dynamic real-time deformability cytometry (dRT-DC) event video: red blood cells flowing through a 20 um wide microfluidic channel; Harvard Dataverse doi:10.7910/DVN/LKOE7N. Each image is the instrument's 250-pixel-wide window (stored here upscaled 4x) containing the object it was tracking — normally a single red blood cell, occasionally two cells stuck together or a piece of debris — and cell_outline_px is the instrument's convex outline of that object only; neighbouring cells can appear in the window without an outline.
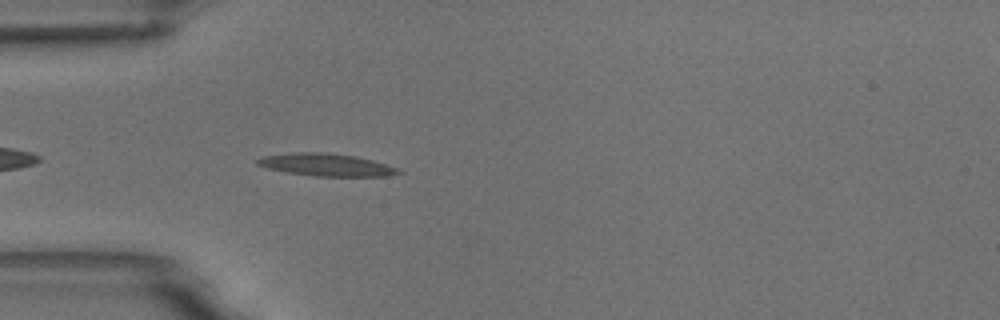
{"species": "common noctule bat (a hibernating species)", "species_latin": "Nyctalus noctula", "temperature_condition": "room temperature", "stored_images_in_passage": 5, "camera_frame_rate_fps": 3000, "um_per_image_px": 0.085, "animal": {"sex": "male", "body_mass_g": 18.8}, "frame": {"image": 1, "passage_image": 5, "time_ms": 4.667, "image_size_px": [1000, 320], "cell_outline_px": [[404, 172], [388, 176], [312, 176], [284, 172], [268, 168], [256, 164], [256, 160], [264, 156], [292, 152], [324, 152], [356, 156], [372, 160], [396, 168]], "centroid_in_image_um": [27.7, 14.01], "position_along_channel_um": 57.3, "area_um2": 18.44}}